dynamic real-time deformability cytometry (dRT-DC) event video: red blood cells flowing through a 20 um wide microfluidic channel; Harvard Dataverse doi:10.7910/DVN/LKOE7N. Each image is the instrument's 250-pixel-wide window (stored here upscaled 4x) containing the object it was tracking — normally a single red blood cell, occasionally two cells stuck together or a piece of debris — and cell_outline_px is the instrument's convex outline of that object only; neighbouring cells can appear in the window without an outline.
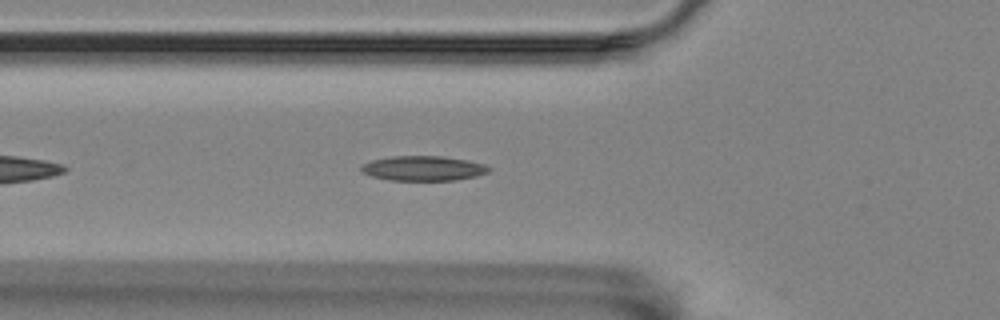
{"species": "Egyptian fruit bat (a non-hibernating species)", "species_latin": "Rousettus aegyptiacus", "temperature_condition": "room temperature", "stored_images_in_passage": 10, "camera_frame_rate_fps": 3000, "um_per_image_px": 0.085, "animal": {"sex": "female"}, "frame": {"image": 1, "passage_image": 9, "time_ms": 2.667, "image_size_px": [1000, 320], "cell_outline_px": [[492, 168], [488, 172], [476, 176], [456, 180], [388, 180], [372, 176], [364, 172], [360, 168], [364, 164], [372, 160], [392, 156], [440, 156], [468, 160], [484, 164]], "centroid_in_image_um": [36.01, 14.31], "position_along_channel_um": 89.8, "area_um2": 18.32}}